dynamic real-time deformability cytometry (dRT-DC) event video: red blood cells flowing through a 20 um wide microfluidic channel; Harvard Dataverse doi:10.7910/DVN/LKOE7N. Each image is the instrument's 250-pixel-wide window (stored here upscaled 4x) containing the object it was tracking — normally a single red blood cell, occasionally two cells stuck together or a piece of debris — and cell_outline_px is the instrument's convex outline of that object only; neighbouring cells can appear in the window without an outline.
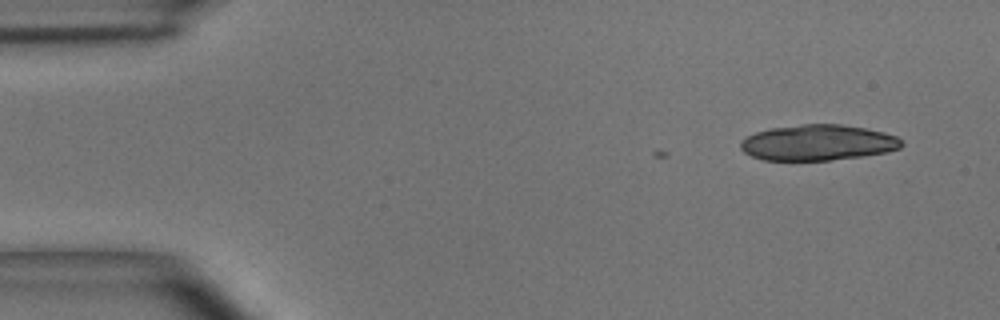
{"species": "common noctule bat (a hibernating species)", "species_latin": "Nyctalus noctula", "temperature_condition": "room temperature", "stored_images_in_passage": 2, "camera_frame_rate_fps": 3000, "um_per_image_px": 0.085, "animal": {"sex": "male", "body_mass_g": 15.6}, "frame": {"image": 1, "passage_image": 2, "time_ms": 0.333, "image_size_px": [1000, 320], "cell_outline_px": [[904, 144], [900, 148], [888, 152], [860, 156], [828, 160], [764, 160], [752, 156], [744, 152], [740, 148], [740, 140], [756, 132], [772, 128], [800, 124], [840, 124], [864, 128], [884, 132], [896, 136]], "centroid_in_image_um": [69.51, 12.12], "position_along_channel_um": 15.5, "area_um2": 33.41}}